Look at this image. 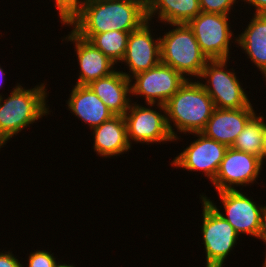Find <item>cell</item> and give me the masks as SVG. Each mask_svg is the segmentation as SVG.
I'll use <instances>...</instances> for the list:
<instances>
[{
  "label": "cell",
  "instance_id": "obj_1",
  "mask_svg": "<svg viewBox=\"0 0 266 267\" xmlns=\"http://www.w3.org/2000/svg\"><path fill=\"white\" fill-rule=\"evenodd\" d=\"M146 21V0H87L61 26L71 27L75 34L89 41L95 34L108 31L137 30Z\"/></svg>",
  "mask_w": 266,
  "mask_h": 267
},
{
  "label": "cell",
  "instance_id": "obj_2",
  "mask_svg": "<svg viewBox=\"0 0 266 267\" xmlns=\"http://www.w3.org/2000/svg\"><path fill=\"white\" fill-rule=\"evenodd\" d=\"M46 85L48 84L44 81L29 89L19 82L15 84L9 95L6 93L7 97L2 94L0 97V150L22 130L51 114L47 101L49 91Z\"/></svg>",
  "mask_w": 266,
  "mask_h": 267
},
{
  "label": "cell",
  "instance_id": "obj_3",
  "mask_svg": "<svg viewBox=\"0 0 266 267\" xmlns=\"http://www.w3.org/2000/svg\"><path fill=\"white\" fill-rule=\"evenodd\" d=\"M164 106L174 143L183 139L178 133L201 132L215 110L213 100L197 79H187Z\"/></svg>",
  "mask_w": 266,
  "mask_h": 267
},
{
  "label": "cell",
  "instance_id": "obj_4",
  "mask_svg": "<svg viewBox=\"0 0 266 267\" xmlns=\"http://www.w3.org/2000/svg\"><path fill=\"white\" fill-rule=\"evenodd\" d=\"M163 25L171 27L163 36L160 34L161 63L171 66L186 79H197L209 59L199 47L193 30L188 24Z\"/></svg>",
  "mask_w": 266,
  "mask_h": 267
},
{
  "label": "cell",
  "instance_id": "obj_5",
  "mask_svg": "<svg viewBox=\"0 0 266 267\" xmlns=\"http://www.w3.org/2000/svg\"><path fill=\"white\" fill-rule=\"evenodd\" d=\"M230 59L209 60L197 78L219 109H241L251 102L234 68L228 69ZM229 62V63H228ZM203 81V82H202Z\"/></svg>",
  "mask_w": 266,
  "mask_h": 267
},
{
  "label": "cell",
  "instance_id": "obj_6",
  "mask_svg": "<svg viewBox=\"0 0 266 267\" xmlns=\"http://www.w3.org/2000/svg\"><path fill=\"white\" fill-rule=\"evenodd\" d=\"M202 204L201 236L205 249V266L224 267L227 258L239 242V234L204 198Z\"/></svg>",
  "mask_w": 266,
  "mask_h": 267
},
{
  "label": "cell",
  "instance_id": "obj_7",
  "mask_svg": "<svg viewBox=\"0 0 266 267\" xmlns=\"http://www.w3.org/2000/svg\"><path fill=\"white\" fill-rule=\"evenodd\" d=\"M132 102L124 114L127 138L131 146L133 142V145L135 143L161 145V143L174 142L167 125L164 105L146 104V107L143 103L141 105L134 100Z\"/></svg>",
  "mask_w": 266,
  "mask_h": 267
},
{
  "label": "cell",
  "instance_id": "obj_8",
  "mask_svg": "<svg viewBox=\"0 0 266 267\" xmlns=\"http://www.w3.org/2000/svg\"><path fill=\"white\" fill-rule=\"evenodd\" d=\"M230 15L201 12L188 26L193 30L202 52L209 60L230 59L237 35L231 29ZM232 42V43H231Z\"/></svg>",
  "mask_w": 266,
  "mask_h": 267
},
{
  "label": "cell",
  "instance_id": "obj_9",
  "mask_svg": "<svg viewBox=\"0 0 266 267\" xmlns=\"http://www.w3.org/2000/svg\"><path fill=\"white\" fill-rule=\"evenodd\" d=\"M222 206H217L211 197L205 193L200 194L224 219H226L241 237L242 234L256 238L259 230V221L263 204H259L253 199V196L242 190H226L217 192ZM251 197V198H250ZM254 200V201H253ZM220 209L223 207L222 210Z\"/></svg>",
  "mask_w": 266,
  "mask_h": 267
},
{
  "label": "cell",
  "instance_id": "obj_10",
  "mask_svg": "<svg viewBox=\"0 0 266 267\" xmlns=\"http://www.w3.org/2000/svg\"><path fill=\"white\" fill-rule=\"evenodd\" d=\"M186 78L171 66L163 63L130 78L131 96L142 97L146 104L165 103L186 82Z\"/></svg>",
  "mask_w": 266,
  "mask_h": 267
},
{
  "label": "cell",
  "instance_id": "obj_11",
  "mask_svg": "<svg viewBox=\"0 0 266 267\" xmlns=\"http://www.w3.org/2000/svg\"><path fill=\"white\" fill-rule=\"evenodd\" d=\"M186 135H194L193 138H197L190 141V145L186 146L181 153L176 155L170 162V165L176 169H184L187 172L200 171L212 183L228 147L206 137L201 132Z\"/></svg>",
  "mask_w": 266,
  "mask_h": 267
},
{
  "label": "cell",
  "instance_id": "obj_12",
  "mask_svg": "<svg viewBox=\"0 0 266 267\" xmlns=\"http://www.w3.org/2000/svg\"><path fill=\"white\" fill-rule=\"evenodd\" d=\"M263 163L256 155L228 147L219 170L212 182L215 191L243 190L247 186L259 183ZM260 174V175H259Z\"/></svg>",
  "mask_w": 266,
  "mask_h": 267
},
{
  "label": "cell",
  "instance_id": "obj_13",
  "mask_svg": "<svg viewBox=\"0 0 266 267\" xmlns=\"http://www.w3.org/2000/svg\"><path fill=\"white\" fill-rule=\"evenodd\" d=\"M152 23L154 21L147 20L137 30L130 32L126 52L120 62L127 66L124 68H128L127 72L121 70L128 79L161 63L160 35L154 34L157 31L151 28Z\"/></svg>",
  "mask_w": 266,
  "mask_h": 267
},
{
  "label": "cell",
  "instance_id": "obj_14",
  "mask_svg": "<svg viewBox=\"0 0 266 267\" xmlns=\"http://www.w3.org/2000/svg\"><path fill=\"white\" fill-rule=\"evenodd\" d=\"M63 41L74 44L79 73L76 85H88L90 82L111 75L117 70L116 64L91 42L75 34L72 30L64 36ZM116 67V68H115Z\"/></svg>",
  "mask_w": 266,
  "mask_h": 267
},
{
  "label": "cell",
  "instance_id": "obj_15",
  "mask_svg": "<svg viewBox=\"0 0 266 267\" xmlns=\"http://www.w3.org/2000/svg\"><path fill=\"white\" fill-rule=\"evenodd\" d=\"M256 114L253 104L241 109L215 108L205 128L206 137L231 147L247 122Z\"/></svg>",
  "mask_w": 266,
  "mask_h": 267
},
{
  "label": "cell",
  "instance_id": "obj_16",
  "mask_svg": "<svg viewBox=\"0 0 266 267\" xmlns=\"http://www.w3.org/2000/svg\"><path fill=\"white\" fill-rule=\"evenodd\" d=\"M93 135V148L97 156L112 158L132 150L127 138L125 117L114 115L99 126L91 129Z\"/></svg>",
  "mask_w": 266,
  "mask_h": 267
},
{
  "label": "cell",
  "instance_id": "obj_17",
  "mask_svg": "<svg viewBox=\"0 0 266 267\" xmlns=\"http://www.w3.org/2000/svg\"><path fill=\"white\" fill-rule=\"evenodd\" d=\"M66 104L68 111L83 121L84 125L87 124L89 130L114 116L87 85H72V90L68 100H66Z\"/></svg>",
  "mask_w": 266,
  "mask_h": 267
},
{
  "label": "cell",
  "instance_id": "obj_18",
  "mask_svg": "<svg viewBox=\"0 0 266 267\" xmlns=\"http://www.w3.org/2000/svg\"><path fill=\"white\" fill-rule=\"evenodd\" d=\"M118 70L109 76L90 82L87 86L114 115L124 116L133 98L130 79L120 71V68Z\"/></svg>",
  "mask_w": 266,
  "mask_h": 267
},
{
  "label": "cell",
  "instance_id": "obj_19",
  "mask_svg": "<svg viewBox=\"0 0 266 267\" xmlns=\"http://www.w3.org/2000/svg\"><path fill=\"white\" fill-rule=\"evenodd\" d=\"M250 17L246 28L237 34V47L242 49L266 81V14Z\"/></svg>",
  "mask_w": 266,
  "mask_h": 267
},
{
  "label": "cell",
  "instance_id": "obj_20",
  "mask_svg": "<svg viewBox=\"0 0 266 267\" xmlns=\"http://www.w3.org/2000/svg\"><path fill=\"white\" fill-rule=\"evenodd\" d=\"M200 13L199 0H146L147 20L161 24H188Z\"/></svg>",
  "mask_w": 266,
  "mask_h": 267
},
{
  "label": "cell",
  "instance_id": "obj_21",
  "mask_svg": "<svg viewBox=\"0 0 266 267\" xmlns=\"http://www.w3.org/2000/svg\"><path fill=\"white\" fill-rule=\"evenodd\" d=\"M256 113L245 125L231 146L233 149L256 155L261 159L266 117ZM259 114V115H258ZM265 119V120H264Z\"/></svg>",
  "mask_w": 266,
  "mask_h": 267
},
{
  "label": "cell",
  "instance_id": "obj_22",
  "mask_svg": "<svg viewBox=\"0 0 266 267\" xmlns=\"http://www.w3.org/2000/svg\"><path fill=\"white\" fill-rule=\"evenodd\" d=\"M129 35L130 32L108 31L95 34L89 42L117 65L124 58Z\"/></svg>",
  "mask_w": 266,
  "mask_h": 267
},
{
  "label": "cell",
  "instance_id": "obj_23",
  "mask_svg": "<svg viewBox=\"0 0 266 267\" xmlns=\"http://www.w3.org/2000/svg\"><path fill=\"white\" fill-rule=\"evenodd\" d=\"M238 2L239 0H199V5L201 12L230 15Z\"/></svg>",
  "mask_w": 266,
  "mask_h": 267
},
{
  "label": "cell",
  "instance_id": "obj_24",
  "mask_svg": "<svg viewBox=\"0 0 266 267\" xmlns=\"http://www.w3.org/2000/svg\"><path fill=\"white\" fill-rule=\"evenodd\" d=\"M87 0H54L57 15L61 24H66L69 19L83 6Z\"/></svg>",
  "mask_w": 266,
  "mask_h": 267
},
{
  "label": "cell",
  "instance_id": "obj_25",
  "mask_svg": "<svg viewBox=\"0 0 266 267\" xmlns=\"http://www.w3.org/2000/svg\"><path fill=\"white\" fill-rule=\"evenodd\" d=\"M57 257L54 256V253L48 252L47 250H38L30 252L27 258V267H55L59 262L56 260ZM25 265L23 264V267Z\"/></svg>",
  "mask_w": 266,
  "mask_h": 267
},
{
  "label": "cell",
  "instance_id": "obj_26",
  "mask_svg": "<svg viewBox=\"0 0 266 267\" xmlns=\"http://www.w3.org/2000/svg\"><path fill=\"white\" fill-rule=\"evenodd\" d=\"M13 251L8 250L2 252L0 251V267H23V263H21L19 258L12 253Z\"/></svg>",
  "mask_w": 266,
  "mask_h": 267
},
{
  "label": "cell",
  "instance_id": "obj_27",
  "mask_svg": "<svg viewBox=\"0 0 266 267\" xmlns=\"http://www.w3.org/2000/svg\"><path fill=\"white\" fill-rule=\"evenodd\" d=\"M256 238L262 240L263 245L266 244V205H263Z\"/></svg>",
  "mask_w": 266,
  "mask_h": 267
},
{
  "label": "cell",
  "instance_id": "obj_28",
  "mask_svg": "<svg viewBox=\"0 0 266 267\" xmlns=\"http://www.w3.org/2000/svg\"><path fill=\"white\" fill-rule=\"evenodd\" d=\"M241 1V5L248 4L253 7V14H266V0H239Z\"/></svg>",
  "mask_w": 266,
  "mask_h": 267
},
{
  "label": "cell",
  "instance_id": "obj_29",
  "mask_svg": "<svg viewBox=\"0 0 266 267\" xmlns=\"http://www.w3.org/2000/svg\"><path fill=\"white\" fill-rule=\"evenodd\" d=\"M261 162L263 165L266 162V124H265V130H264V140H263V150L261 154Z\"/></svg>",
  "mask_w": 266,
  "mask_h": 267
},
{
  "label": "cell",
  "instance_id": "obj_30",
  "mask_svg": "<svg viewBox=\"0 0 266 267\" xmlns=\"http://www.w3.org/2000/svg\"><path fill=\"white\" fill-rule=\"evenodd\" d=\"M5 73H7V72L4 71L3 67H1V64H0V89H1V87H4L2 85H4V78H5L4 74ZM1 94L2 93H0V97L2 96Z\"/></svg>",
  "mask_w": 266,
  "mask_h": 267
},
{
  "label": "cell",
  "instance_id": "obj_31",
  "mask_svg": "<svg viewBox=\"0 0 266 267\" xmlns=\"http://www.w3.org/2000/svg\"><path fill=\"white\" fill-rule=\"evenodd\" d=\"M55 267H76L74 264H67L66 262L64 263V262H58L56 265H55Z\"/></svg>",
  "mask_w": 266,
  "mask_h": 267
},
{
  "label": "cell",
  "instance_id": "obj_32",
  "mask_svg": "<svg viewBox=\"0 0 266 267\" xmlns=\"http://www.w3.org/2000/svg\"><path fill=\"white\" fill-rule=\"evenodd\" d=\"M264 254H265V259L264 262L262 263V267H266V252Z\"/></svg>",
  "mask_w": 266,
  "mask_h": 267
}]
</instances>
